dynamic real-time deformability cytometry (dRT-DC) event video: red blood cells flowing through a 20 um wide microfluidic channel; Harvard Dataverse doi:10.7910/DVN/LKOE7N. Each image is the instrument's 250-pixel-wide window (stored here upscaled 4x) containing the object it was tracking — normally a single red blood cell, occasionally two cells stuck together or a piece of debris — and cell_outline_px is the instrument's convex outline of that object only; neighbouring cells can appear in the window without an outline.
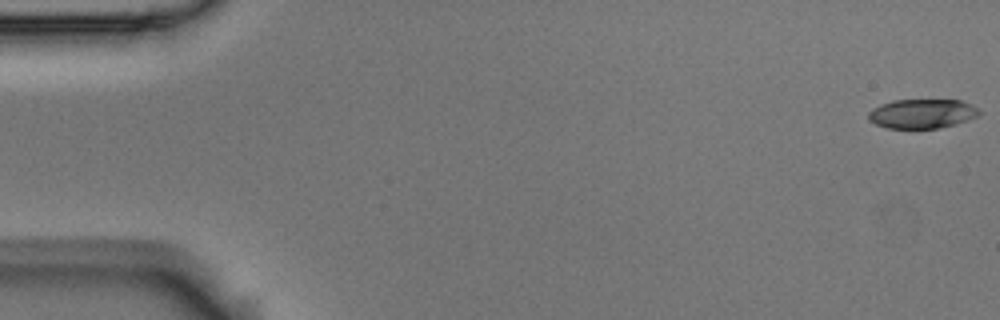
{"species": "Egyptian fruit bat (a non-hibernating species)", "species_latin": "Rousettus aegyptiacus", "temperature_condition": "room temperature", "stored_images_in_passage": 7, "camera_frame_rate_fps": 3000, "um_per_image_px": 0.085, "animal": {"sex": "male"}, "frame": {"image": 1, "passage_image": 1, "time_ms": 0.0, "image_size_px": [1000, 320], "cell_outline_px": [[980, 116], [956, 124], [940, 128], [888, 128], [876, 124], [868, 120], [868, 112], [872, 108], [892, 100], [960, 100], [972, 104], [980, 112]], "centroid_in_image_um": [78.39, 9.66], "position_along_channel_um": 6.6, "area_um2": 19.02}}
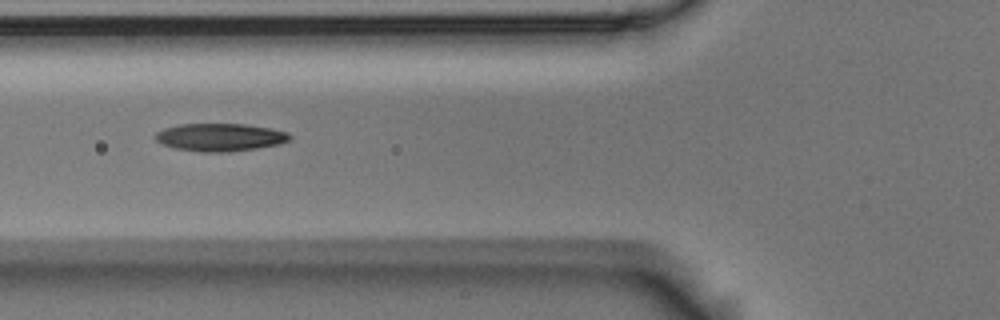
{"frame": {"image": 2, "passage_image": 6, "time_ms": 1.667, "image_size_px": [1000, 320], "cell_outline_px": [[292, 140], [280, 144], [232, 152], [200, 152], [172, 148], [156, 140], [156, 132], [164, 128], [180, 124], [244, 124], [272, 128], [288, 132], [292, 136]], "centroid_in_image_um": [18.75, 11.67], "position_along_channel_um": 107.0, "area_um2": 21.96}}
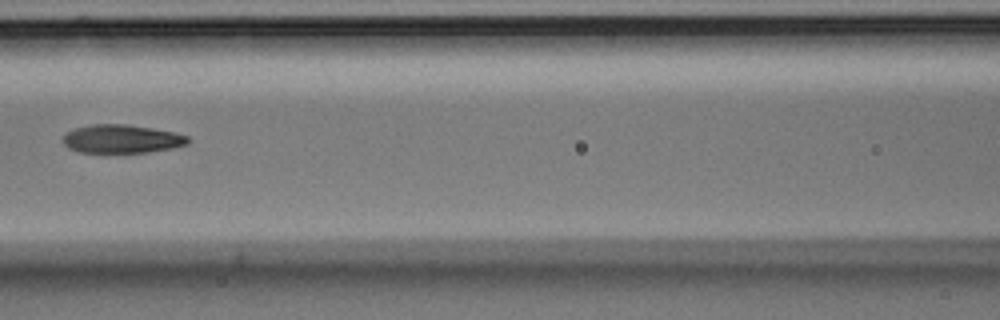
{"frame": {"image": 3, "passage_image": 7, "time_ms": 2.0, "image_size_px": [1000, 320], "cell_outline_px": [[192, 140], [188, 144], [172, 148], [148, 152], [80, 152], [68, 148], [64, 144], [64, 132], [76, 128], [92, 124], [128, 124], [176, 132], [188, 136]], "centroid_in_image_um": [10.38, 11.8], "position_along_channel_um": 156.2, "area_um2": 20.81}}